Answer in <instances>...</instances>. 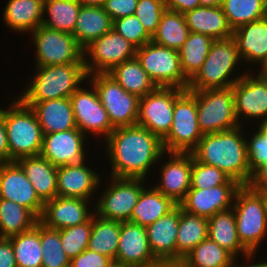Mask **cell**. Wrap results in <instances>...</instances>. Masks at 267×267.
Listing matches in <instances>:
<instances>
[{"instance_id":"obj_1","label":"cell","mask_w":267,"mask_h":267,"mask_svg":"<svg viewBox=\"0 0 267 267\" xmlns=\"http://www.w3.org/2000/svg\"><path fill=\"white\" fill-rule=\"evenodd\" d=\"M105 141L110 177L145 179L153 163L166 155L162 140L137 124L115 128Z\"/></svg>"},{"instance_id":"obj_2","label":"cell","mask_w":267,"mask_h":267,"mask_svg":"<svg viewBox=\"0 0 267 267\" xmlns=\"http://www.w3.org/2000/svg\"><path fill=\"white\" fill-rule=\"evenodd\" d=\"M241 132L242 125L205 134L191 153L198 162L217 167L241 186H247L252 173L248 165L246 139Z\"/></svg>"},{"instance_id":"obj_3","label":"cell","mask_w":267,"mask_h":267,"mask_svg":"<svg viewBox=\"0 0 267 267\" xmlns=\"http://www.w3.org/2000/svg\"><path fill=\"white\" fill-rule=\"evenodd\" d=\"M84 63L36 66V74L18 98L26 105L70 98L88 77Z\"/></svg>"},{"instance_id":"obj_4","label":"cell","mask_w":267,"mask_h":267,"mask_svg":"<svg viewBox=\"0 0 267 267\" xmlns=\"http://www.w3.org/2000/svg\"><path fill=\"white\" fill-rule=\"evenodd\" d=\"M7 131L9 162L24 157L40 155L43 131L35 112L19 98L4 110Z\"/></svg>"},{"instance_id":"obj_5","label":"cell","mask_w":267,"mask_h":267,"mask_svg":"<svg viewBox=\"0 0 267 267\" xmlns=\"http://www.w3.org/2000/svg\"><path fill=\"white\" fill-rule=\"evenodd\" d=\"M241 62L236 41L233 37L212 42L201 69L189 81L187 90H205L232 87L243 75H230ZM235 68V69H234ZM230 78V79H229Z\"/></svg>"},{"instance_id":"obj_6","label":"cell","mask_w":267,"mask_h":267,"mask_svg":"<svg viewBox=\"0 0 267 267\" xmlns=\"http://www.w3.org/2000/svg\"><path fill=\"white\" fill-rule=\"evenodd\" d=\"M232 209L241 244L250 253H256L267 234V216L263 198L248 186H241L236 191Z\"/></svg>"},{"instance_id":"obj_7","label":"cell","mask_w":267,"mask_h":267,"mask_svg":"<svg viewBox=\"0 0 267 267\" xmlns=\"http://www.w3.org/2000/svg\"><path fill=\"white\" fill-rule=\"evenodd\" d=\"M189 91L196 94L198 124L202 135L240 126L235 114L232 87Z\"/></svg>"},{"instance_id":"obj_8","label":"cell","mask_w":267,"mask_h":267,"mask_svg":"<svg viewBox=\"0 0 267 267\" xmlns=\"http://www.w3.org/2000/svg\"><path fill=\"white\" fill-rule=\"evenodd\" d=\"M202 136L198 124L196 94L185 90L175 100L172 126L162 139L164 152L191 153Z\"/></svg>"},{"instance_id":"obj_9","label":"cell","mask_w":267,"mask_h":267,"mask_svg":"<svg viewBox=\"0 0 267 267\" xmlns=\"http://www.w3.org/2000/svg\"><path fill=\"white\" fill-rule=\"evenodd\" d=\"M135 57L157 87L187 90L189 80L182 71L177 50L150 41L137 48Z\"/></svg>"},{"instance_id":"obj_10","label":"cell","mask_w":267,"mask_h":267,"mask_svg":"<svg viewBox=\"0 0 267 267\" xmlns=\"http://www.w3.org/2000/svg\"><path fill=\"white\" fill-rule=\"evenodd\" d=\"M114 128L137 124L140 98L127 92L107 73L88 75Z\"/></svg>"},{"instance_id":"obj_11","label":"cell","mask_w":267,"mask_h":267,"mask_svg":"<svg viewBox=\"0 0 267 267\" xmlns=\"http://www.w3.org/2000/svg\"><path fill=\"white\" fill-rule=\"evenodd\" d=\"M143 178L112 177L94 206V214L106 220L130 221L141 191L145 188Z\"/></svg>"},{"instance_id":"obj_12","label":"cell","mask_w":267,"mask_h":267,"mask_svg":"<svg viewBox=\"0 0 267 267\" xmlns=\"http://www.w3.org/2000/svg\"><path fill=\"white\" fill-rule=\"evenodd\" d=\"M31 33L36 46V66L84 63L83 48L71 33L43 25Z\"/></svg>"},{"instance_id":"obj_13","label":"cell","mask_w":267,"mask_h":267,"mask_svg":"<svg viewBox=\"0 0 267 267\" xmlns=\"http://www.w3.org/2000/svg\"><path fill=\"white\" fill-rule=\"evenodd\" d=\"M136 52L135 45L111 29L83 49L86 73H108L122 62L135 58Z\"/></svg>"},{"instance_id":"obj_14","label":"cell","mask_w":267,"mask_h":267,"mask_svg":"<svg viewBox=\"0 0 267 267\" xmlns=\"http://www.w3.org/2000/svg\"><path fill=\"white\" fill-rule=\"evenodd\" d=\"M185 90L176 87H156L139 100L137 125L161 140L168 134L173 122L175 100Z\"/></svg>"},{"instance_id":"obj_15","label":"cell","mask_w":267,"mask_h":267,"mask_svg":"<svg viewBox=\"0 0 267 267\" xmlns=\"http://www.w3.org/2000/svg\"><path fill=\"white\" fill-rule=\"evenodd\" d=\"M91 89L79 87L71 96L70 101L77 128L86 136L89 132L93 135L103 136L105 139L115 129L106 110L102 106L98 93L93 84Z\"/></svg>"},{"instance_id":"obj_16","label":"cell","mask_w":267,"mask_h":267,"mask_svg":"<svg viewBox=\"0 0 267 267\" xmlns=\"http://www.w3.org/2000/svg\"><path fill=\"white\" fill-rule=\"evenodd\" d=\"M243 76L232 86L235 114L240 125L241 119H267V79L259 72ZM242 116V118H241Z\"/></svg>"},{"instance_id":"obj_17","label":"cell","mask_w":267,"mask_h":267,"mask_svg":"<svg viewBox=\"0 0 267 267\" xmlns=\"http://www.w3.org/2000/svg\"><path fill=\"white\" fill-rule=\"evenodd\" d=\"M0 198L11 200L41 217L44 203L36 195L33 185L15 162H6L0 172Z\"/></svg>"},{"instance_id":"obj_18","label":"cell","mask_w":267,"mask_h":267,"mask_svg":"<svg viewBox=\"0 0 267 267\" xmlns=\"http://www.w3.org/2000/svg\"><path fill=\"white\" fill-rule=\"evenodd\" d=\"M84 137L78 128L44 134L40 155L56 167L85 161Z\"/></svg>"},{"instance_id":"obj_19","label":"cell","mask_w":267,"mask_h":267,"mask_svg":"<svg viewBox=\"0 0 267 267\" xmlns=\"http://www.w3.org/2000/svg\"><path fill=\"white\" fill-rule=\"evenodd\" d=\"M170 161L161 166V179L153 187L179 205L191 186L192 153L169 152Z\"/></svg>"},{"instance_id":"obj_20","label":"cell","mask_w":267,"mask_h":267,"mask_svg":"<svg viewBox=\"0 0 267 267\" xmlns=\"http://www.w3.org/2000/svg\"><path fill=\"white\" fill-rule=\"evenodd\" d=\"M240 187L241 185H219L204 189L190 188L179 205L188 213L208 219L217 212L232 208L236 191Z\"/></svg>"},{"instance_id":"obj_21","label":"cell","mask_w":267,"mask_h":267,"mask_svg":"<svg viewBox=\"0 0 267 267\" xmlns=\"http://www.w3.org/2000/svg\"><path fill=\"white\" fill-rule=\"evenodd\" d=\"M154 257L147 237L146 227L132 222H122L114 264L124 267H146Z\"/></svg>"},{"instance_id":"obj_22","label":"cell","mask_w":267,"mask_h":267,"mask_svg":"<svg viewBox=\"0 0 267 267\" xmlns=\"http://www.w3.org/2000/svg\"><path fill=\"white\" fill-rule=\"evenodd\" d=\"M89 200L56 196L44 203L39 222L50 229H64L87 222L93 215L88 209Z\"/></svg>"},{"instance_id":"obj_23","label":"cell","mask_w":267,"mask_h":267,"mask_svg":"<svg viewBox=\"0 0 267 267\" xmlns=\"http://www.w3.org/2000/svg\"><path fill=\"white\" fill-rule=\"evenodd\" d=\"M99 176L86 166L85 161L60 166L57 169V196L89 200L101 184Z\"/></svg>"},{"instance_id":"obj_24","label":"cell","mask_w":267,"mask_h":267,"mask_svg":"<svg viewBox=\"0 0 267 267\" xmlns=\"http://www.w3.org/2000/svg\"><path fill=\"white\" fill-rule=\"evenodd\" d=\"M232 37L242 62L259 63L260 70L267 67V17L240 26Z\"/></svg>"},{"instance_id":"obj_25","label":"cell","mask_w":267,"mask_h":267,"mask_svg":"<svg viewBox=\"0 0 267 267\" xmlns=\"http://www.w3.org/2000/svg\"><path fill=\"white\" fill-rule=\"evenodd\" d=\"M179 205L146 227L150 249L156 259H177Z\"/></svg>"},{"instance_id":"obj_26","label":"cell","mask_w":267,"mask_h":267,"mask_svg":"<svg viewBox=\"0 0 267 267\" xmlns=\"http://www.w3.org/2000/svg\"><path fill=\"white\" fill-rule=\"evenodd\" d=\"M34 187L36 195L45 203L57 196V169L41 155L15 161Z\"/></svg>"},{"instance_id":"obj_27","label":"cell","mask_w":267,"mask_h":267,"mask_svg":"<svg viewBox=\"0 0 267 267\" xmlns=\"http://www.w3.org/2000/svg\"><path fill=\"white\" fill-rule=\"evenodd\" d=\"M29 107L35 112L43 134L77 128L70 98L32 103Z\"/></svg>"},{"instance_id":"obj_28","label":"cell","mask_w":267,"mask_h":267,"mask_svg":"<svg viewBox=\"0 0 267 267\" xmlns=\"http://www.w3.org/2000/svg\"><path fill=\"white\" fill-rule=\"evenodd\" d=\"M208 220V237L216 242L220 247H223L234 258H237L239 253H242L247 261L255 257L256 253H250L240 242L235 215L232 208L217 212ZM253 256V257H252Z\"/></svg>"},{"instance_id":"obj_29","label":"cell","mask_w":267,"mask_h":267,"mask_svg":"<svg viewBox=\"0 0 267 267\" xmlns=\"http://www.w3.org/2000/svg\"><path fill=\"white\" fill-rule=\"evenodd\" d=\"M184 17L190 32L206 34L214 40L233 36V30L229 26L221 6H200L185 12Z\"/></svg>"},{"instance_id":"obj_30","label":"cell","mask_w":267,"mask_h":267,"mask_svg":"<svg viewBox=\"0 0 267 267\" xmlns=\"http://www.w3.org/2000/svg\"><path fill=\"white\" fill-rule=\"evenodd\" d=\"M43 8L44 0H8L3 19L11 30L30 33L42 25Z\"/></svg>"},{"instance_id":"obj_31","label":"cell","mask_w":267,"mask_h":267,"mask_svg":"<svg viewBox=\"0 0 267 267\" xmlns=\"http://www.w3.org/2000/svg\"><path fill=\"white\" fill-rule=\"evenodd\" d=\"M113 26L108 13L100 6H81L73 36L84 49L92 41L108 33Z\"/></svg>"},{"instance_id":"obj_32","label":"cell","mask_w":267,"mask_h":267,"mask_svg":"<svg viewBox=\"0 0 267 267\" xmlns=\"http://www.w3.org/2000/svg\"><path fill=\"white\" fill-rule=\"evenodd\" d=\"M177 204L154 187L143 189L129 222L147 227L163 215L172 211Z\"/></svg>"},{"instance_id":"obj_33","label":"cell","mask_w":267,"mask_h":267,"mask_svg":"<svg viewBox=\"0 0 267 267\" xmlns=\"http://www.w3.org/2000/svg\"><path fill=\"white\" fill-rule=\"evenodd\" d=\"M107 74L127 92L139 98L144 97L157 87L136 57L122 62Z\"/></svg>"},{"instance_id":"obj_34","label":"cell","mask_w":267,"mask_h":267,"mask_svg":"<svg viewBox=\"0 0 267 267\" xmlns=\"http://www.w3.org/2000/svg\"><path fill=\"white\" fill-rule=\"evenodd\" d=\"M206 238H208L207 218L188 213L179 205L177 259H183Z\"/></svg>"},{"instance_id":"obj_35","label":"cell","mask_w":267,"mask_h":267,"mask_svg":"<svg viewBox=\"0 0 267 267\" xmlns=\"http://www.w3.org/2000/svg\"><path fill=\"white\" fill-rule=\"evenodd\" d=\"M39 218L28 208L0 198V238H10L28 231Z\"/></svg>"},{"instance_id":"obj_36","label":"cell","mask_w":267,"mask_h":267,"mask_svg":"<svg viewBox=\"0 0 267 267\" xmlns=\"http://www.w3.org/2000/svg\"><path fill=\"white\" fill-rule=\"evenodd\" d=\"M121 221L106 220L92 216V233L88 241V249L116 260L120 238Z\"/></svg>"},{"instance_id":"obj_37","label":"cell","mask_w":267,"mask_h":267,"mask_svg":"<svg viewBox=\"0 0 267 267\" xmlns=\"http://www.w3.org/2000/svg\"><path fill=\"white\" fill-rule=\"evenodd\" d=\"M213 41L209 35L190 32L178 50L182 71L189 81L201 69Z\"/></svg>"},{"instance_id":"obj_38","label":"cell","mask_w":267,"mask_h":267,"mask_svg":"<svg viewBox=\"0 0 267 267\" xmlns=\"http://www.w3.org/2000/svg\"><path fill=\"white\" fill-rule=\"evenodd\" d=\"M80 8L81 4L77 0H44L43 13L50 18L43 17L42 25L73 34Z\"/></svg>"},{"instance_id":"obj_39","label":"cell","mask_w":267,"mask_h":267,"mask_svg":"<svg viewBox=\"0 0 267 267\" xmlns=\"http://www.w3.org/2000/svg\"><path fill=\"white\" fill-rule=\"evenodd\" d=\"M189 33L184 14L166 10L161 16L152 41L178 51L187 40Z\"/></svg>"},{"instance_id":"obj_40","label":"cell","mask_w":267,"mask_h":267,"mask_svg":"<svg viewBox=\"0 0 267 267\" xmlns=\"http://www.w3.org/2000/svg\"><path fill=\"white\" fill-rule=\"evenodd\" d=\"M18 267H42L40 222L28 231L9 238Z\"/></svg>"},{"instance_id":"obj_41","label":"cell","mask_w":267,"mask_h":267,"mask_svg":"<svg viewBox=\"0 0 267 267\" xmlns=\"http://www.w3.org/2000/svg\"><path fill=\"white\" fill-rule=\"evenodd\" d=\"M221 8L233 31L267 17V0H223Z\"/></svg>"},{"instance_id":"obj_42","label":"cell","mask_w":267,"mask_h":267,"mask_svg":"<svg viewBox=\"0 0 267 267\" xmlns=\"http://www.w3.org/2000/svg\"><path fill=\"white\" fill-rule=\"evenodd\" d=\"M183 259L187 267H231L235 258L208 237Z\"/></svg>"},{"instance_id":"obj_43","label":"cell","mask_w":267,"mask_h":267,"mask_svg":"<svg viewBox=\"0 0 267 267\" xmlns=\"http://www.w3.org/2000/svg\"><path fill=\"white\" fill-rule=\"evenodd\" d=\"M42 267H69L71 259L65 254L59 230L50 229L40 223Z\"/></svg>"},{"instance_id":"obj_44","label":"cell","mask_w":267,"mask_h":267,"mask_svg":"<svg viewBox=\"0 0 267 267\" xmlns=\"http://www.w3.org/2000/svg\"><path fill=\"white\" fill-rule=\"evenodd\" d=\"M219 185H240L222 170L212 165L198 162L192 155L190 188L204 189Z\"/></svg>"},{"instance_id":"obj_45","label":"cell","mask_w":267,"mask_h":267,"mask_svg":"<svg viewBox=\"0 0 267 267\" xmlns=\"http://www.w3.org/2000/svg\"><path fill=\"white\" fill-rule=\"evenodd\" d=\"M59 232L65 254L70 259L77 257L88 248L92 233V217L83 224L59 229Z\"/></svg>"},{"instance_id":"obj_46","label":"cell","mask_w":267,"mask_h":267,"mask_svg":"<svg viewBox=\"0 0 267 267\" xmlns=\"http://www.w3.org/2000/svg\"><path fill=\"white\" fill-rule=\"evenodd\" d=\"M112 29L137 48L152 41V37L146 32L135 14L114 20Z\"/></svg>"},{"instance_id":"obj_47","label":"cell","mask_w":267,"mask_h":267,"mask_svg":"<svg viewBox=\"0 0 267 267\" xmlns=\"http://www.w3.org/2000/svg\"><path fill=\"white\" fill-rule=\"evenodd\" d=\"M166 11L163 1L138 0L135 16L144 26L146 32L152 37L157 31L162 14Z\"/></svg>"},{"instance_id":"obj_48","label":"cell","mask_w":267,"mask_h":267,"mask_svg":"<svg viewBox=\"0 0 267 267\" xmlns=\"http://www.w3.org/2000/svg\"><path fill=\"white\" fill-rule=\"evenodd\" d=\"M246 149L251 173L258 167L267 165V139L258 130L250 141H246Z\"/></svg>"},{"instance_id":"obj_49","label":"cell","mask_w":267,"mask_h":267,"mask_svg":"<svg viewBox=\"0 0 267 267\" xmlns=\"http://www.w3.org/2000/svg\"><path fill=\"white\" fill-rule=\"evenodd\" d=\"M113 264L114 262L109 257L87 248L71 259L69 267H111Z\"/></svg>"},{"instance_id":"obj_50","label":"cell","mask_w":267,"mask_h":267,"mask_svg":"<svg viewBox=\"0 0 267 267\" xmlns=\"http://www.w3.org/2000/svg\"><path fill=\"white\" fill-rule=\"evenodd\" d=\"M137 4L138 0H106L103 8L111 20L114 21L129 15H134Z\"/></svg>"},{"instance_id":"obj_51","label":"cell","mask_w":267,"mask_h":267,"mask_svg":"<svg viewBox=\"0 0 267 267\" xmlns=\"http://www.w3.org/2000/svg\"><path fill=\"white\" fill-rule=\"evenodd\" d=\"M0 267H18L9 238H0Z\"/></svg>"},{"instance_id":"obj_52","label":"cell","mask_w":267,"mask_h":267,"mask_svg":"<svg viewBox=\"0 0 267 267\" xmlns=\"http://www.w3.org/2000/svg\"><path fill=\"white\" fill-rule=\"evenodd\" d=\"M166 10L184 14L187 11L200 7L199 0H163Z\"/></svg>"},{"instance_id":"obj_53","label":"cell","mask_w":267,"mask_h":267,"mask_svg":"<svg viewBox=\"0 0 267 267\" xmlns=\"http://www.w3.org/2000/svg\"><path fill=\"white\" fill-rule=\"evenodd\" d=\"M247 186L252 190H267V165L258 167L252 173Z\"/></svg>"},{"instance_id":"obj_54","label":"cell","mask_w":267,"mask_h":267,"mask_svg":"<svg viewBox=\"0 0 267 267\" xmlns=\"http://www.w3.org/2000/svg\"><path fill=\"white\" fill-rule=\"evenodd\" d=\"M0 156L9 162V147L6 126L4 123V109L0 108Z\"/></svg>"},{"instance_id":"obj_55","label":"cell","mask_w":267,"mask_h":267,"mask_svg":"<svg viewBox=\"0 0 267 267\" xmlns=\"http://www.w3.org/2000/svg\"><path fill=\"white\" fill-rule=\"evenodd\" d=\"M146 267H187L184 259H156Z\"/></svg>"},{"instance_id":"obj_56","label":"cell","mask_w":267,"mask_h":267,"mask_svg":"<svg viewBox=\"0 0 267 267\" xmlns=\"http://www.w3.org/2000/svg\"><path fill=\"white\" fill-rule=\"evenodd\" d=\"M81 6H100L103 7L106 0H77Z\"/></svg>"},{"instance_id":"obj_57","label":"cell","mask_w":267,"mask_h":267,"mask_svg":"<svg viewBox=\"0 0 267 267\" xmlns=\"http://www.w3.org/2000/svg\"><path fill=\"white\" fill-rule=\"evenodd\" d=\"M200 6L205 7H219L221 6L223 0H199Z\"/></svg>"},{"instance_id":"obj_58","label":"cell","mask_w":267,"mask_h":267,"mask_svg":"<svg viewBox=\"0 0 267 267\" xmlns=\"http://www.w3.org/2000/svg\"><path fill=\"white\" fill-rule=\"evenodd\" d=\"M266 260V261H265ZM264 261H260L259 263H247V265H237L236 264V258L234 259L232 266L231 267H267V259H265Z\"/></svg>"},{"instance_id":"obj_59","label":"cell","mask_w":267,"mask_h":267,"mask_svg":"<svg viewBox=\"0 0 267 267\" xmlns=\"http://www.w3.org/2000/svg\"><path fill=\"white\" fill-rule=\"evenodd\" d=\"M259 123L258 131L267 139V119Z\"/></svg>"},{"instance_id":"obj_60","label":"cell","mask_w":267,"mask_h":267,"mask_svg":"<svg viewBox=\"0 0 267 267\" xmlns=\"http://www.w3.org/2000/svg\"><path fill=\"white\" fill-rule=\"evenodd\" d=\"M254 191L258 192L261 195V197L263 198L266 216H267V190H254Z\"/></svg>"},{"instance_id":"obj_61","label":"cell","mask_w":267,"mask_h":267,"mask_svg":"<svg viewBox=\"0 0 267 267\" xmlns=\"http://www.w3.org/2000/svg\"><path fill=\"white\" fill-rule=\"evenodd\" d=\"M5 163H6V161L0 156V172H1V169Z\"/></svg>"},{"instance_id":"obj_62","label":"cell","mask_w":267,"mask_h":267,"mask_svg":"<svg viewBox=\"0 0 267 267\" xmlns=\"http://www.w3.org/2000/svg\"><path fill=\"white\" fill-rule=\"evenodd\" d=\"M260 73L267 79V70L266 69L260 70Z\"/></svg>"},{"instance_id":"obj_63","label":"cell","mask_w":267,"mask_h":267,"mask_svg":"<svg viewBox=\"0 0 267 267\" xmlns=\"http://www.w3.org/2000/svg\"><path fill=\"white\" fill-rule=\"evenodd\" d=\"M111 267H124V266L113 264Z\"/></svg>"}]
</instances>
